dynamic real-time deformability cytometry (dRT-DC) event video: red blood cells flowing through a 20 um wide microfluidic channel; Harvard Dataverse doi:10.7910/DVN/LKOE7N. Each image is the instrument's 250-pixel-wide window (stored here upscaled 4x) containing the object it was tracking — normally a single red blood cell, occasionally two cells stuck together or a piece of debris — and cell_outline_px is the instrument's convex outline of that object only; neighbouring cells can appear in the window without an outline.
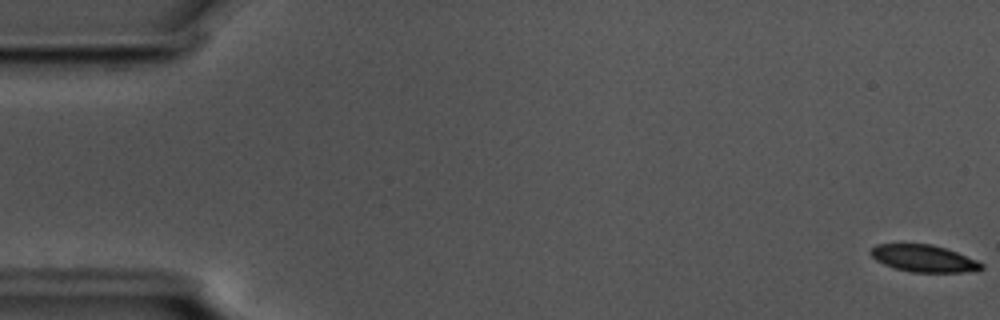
{"species": "common noctule bat (a hibernating species)", "species_latin": "Nyctalus noctula", "temperature_condition": "cold", "stored_images_in_passage": 18, "camera_frame_rate_fps": 3000, "um_per_image_px": 0.085, "animal": {"sex": "male", "body_mass_g": 17.5, "forearm_length_mm": 52.3}, "frame": {"image": 1, "passage_image": 1, "time_ms": 0.0, "image_size_px": [1000, 320], "cell_outline_px": [[984, 268], [960, 272], [912, 272], [896, 268], [884, 264], [876, 260], [868, 252], [876, 244], [932, 244], [956, 252], [976, 260], [984, 264]], "centroid_in_image_um": [78.48, 21.96], "position_along_channel_um": 6.5, "area_um2": 17.17}}